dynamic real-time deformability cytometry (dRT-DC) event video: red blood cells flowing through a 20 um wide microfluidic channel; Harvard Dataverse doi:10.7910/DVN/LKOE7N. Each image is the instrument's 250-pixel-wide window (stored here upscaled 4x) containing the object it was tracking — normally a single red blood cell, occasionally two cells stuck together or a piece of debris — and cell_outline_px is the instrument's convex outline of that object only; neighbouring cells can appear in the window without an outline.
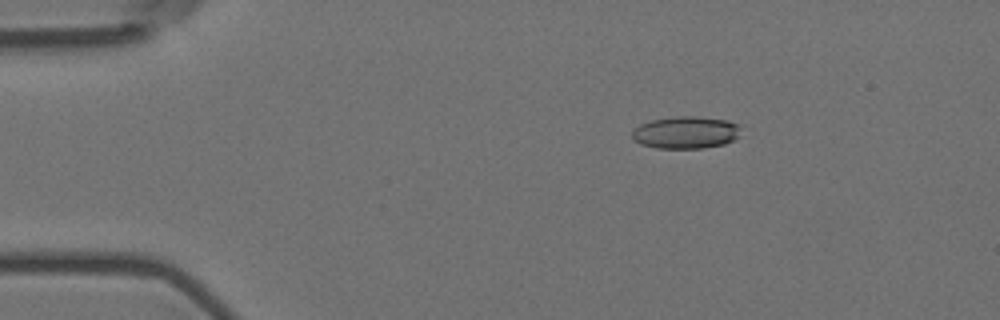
{"species": "Egyptian fruit bat (a non-hibernating species)", "species_latin": "Rousettus aegyptiacus", "temperature_condition": "room temperature", "stored_images_in_passage": 52, "camera_frame_rate_fps": 3000, "um_per_image_px": 0.085, "animal": {"sex": "female"}, "frame": {"image": 1, "passage_image": 5, "time_ms": 1.333, "image_size_px": [1000, 320], "cell_outline_px": [[740, 124], [736, 136], [732, 140], [724, 144], [704, 148], [656, 148], [640, 144], [632, 136], [632, 132], [640, 124], [652, 120], [676, 116], [696, 116], [728, 120]], "centroid_in_image_um": [58.28, 11.25], "position_along_channel_um": 26.7, "area_um2": 20.29}}
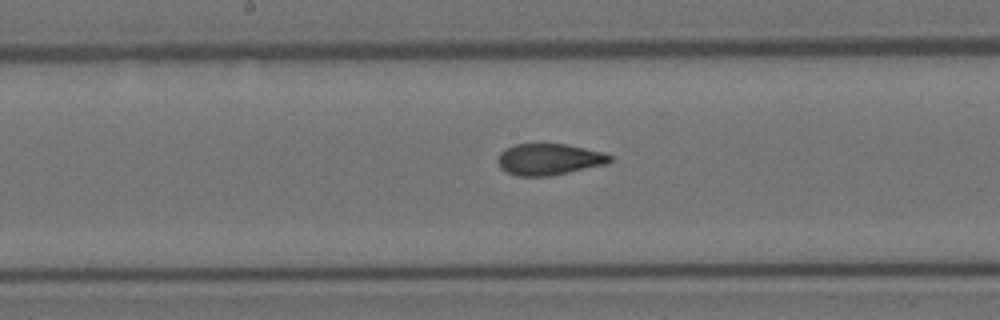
{"frame": {"image": 2, "passage_image": 25, "time_ms": 8.0, "image_size_px": [1000, 320], "cell_outline_px": [[612, 160], [608, 164], [548, 176], [516, 176], [500, 168], [496, 160], [500, 152], [504, 148], [516, 144], [564, 144], [604, 152], [612, 156]], "centroid_in_image_um": [46.65, 13.54], "position_along_channel_um": 201.5, "area_um2": 20.58}}
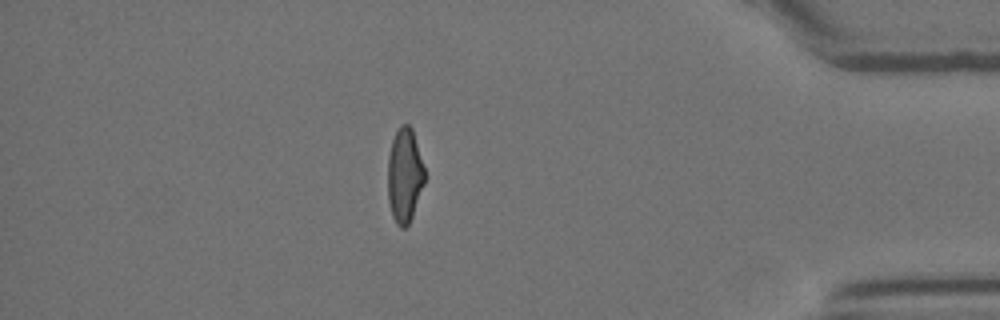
{"frame": {"image": 3, "passage_image": 45, "time_ms": 14.667, "image_size_px": [1000, 320], "cell_outline_px": [[424, 184], [412, 216], [408, 224], [404, 228], [400, 228], [396, 224], [392, 216], [388, 200], [388, 156], [392, 140], [400, 124], [408, 124], [412, 128], [424, 168]], "centroid_in_image_um": [34.37, 14.91], "position_along_channel_um": 400.8, "area_um2": 20.17}, "authors_computed_cell_mechanics": {"area_um2": 20.7791, "velocity_mm_per_s": 3.5768, "shape_relaxation_time_tau1_ms": 8.494, "shape_relaxation_time_tau2_ms": 1.6631, "deformation_change_tau1": 0.2066, "deformation_change_tau2": 0.0703}}